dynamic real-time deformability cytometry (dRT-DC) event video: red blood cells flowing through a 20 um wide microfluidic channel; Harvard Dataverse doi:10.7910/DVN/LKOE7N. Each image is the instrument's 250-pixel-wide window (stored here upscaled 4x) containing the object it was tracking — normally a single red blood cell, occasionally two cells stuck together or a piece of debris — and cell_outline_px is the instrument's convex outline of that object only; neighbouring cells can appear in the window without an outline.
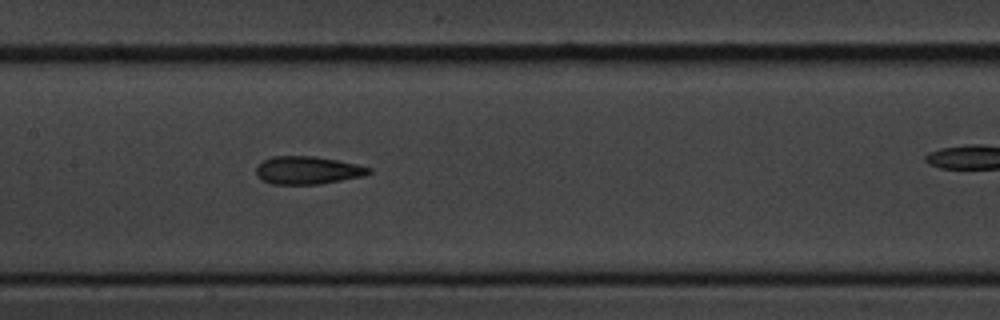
{"species": "common noctule bat (a hibernating species)", "species_latin": "Nyctalus noctula", "temperature_condition": "cold", "stored_images_in_passage": 9, "segment_of_instrument_passage": [1, 2], "camera_frame_rate_fps": 3000, "um_per_image_px": 0.085, "animal": {"sex": "male", "body_mass_g": 20.1, "forearm_length_mm": 53.5}, "frame": {"image": 1, "passage_image": 8, "time_ms": 8.667, "image_size_px": [1000, 320], "cell_outline_px": [[372, 172], [364, 176], [320, 184], [272, 184], [256, 176], [256, 168], [264, 160], [272, 156], [312, 156], [336, 160], [372, 168]], "centroid_in_image_um": [26.15, 14.48], "position_along_channel_um": 181.3, "area_um2": 18.15}}